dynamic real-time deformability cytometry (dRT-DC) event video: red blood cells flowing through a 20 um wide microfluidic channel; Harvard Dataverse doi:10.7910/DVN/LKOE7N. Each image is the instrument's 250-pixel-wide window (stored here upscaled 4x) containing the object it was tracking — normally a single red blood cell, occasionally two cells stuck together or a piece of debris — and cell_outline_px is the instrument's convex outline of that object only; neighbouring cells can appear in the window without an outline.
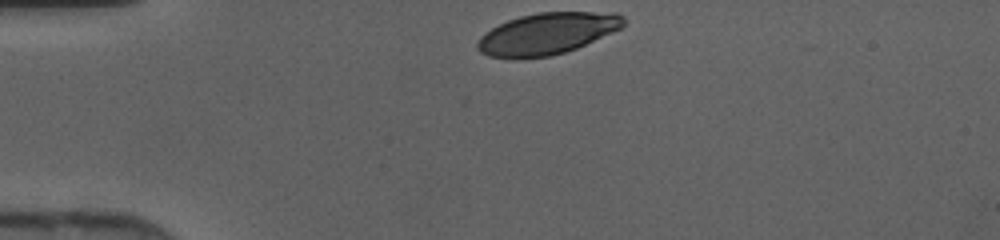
{"species": "human", "species_latin": "Homo sapiens", "temperature_condition": "cold", "stored_images_in_passage": 28, "camera_frame_rate_fps": 3000, "um_per_image_px": 0.085, "donor": {"sex": "female"}, "frame": {"image": 1, "passage_image": 1, "time_ms": 0.0, "image_size_px": [1000, 240], "cell_outline_px": [[624, 24], [620, 28], [612, 32], [576, 48], [564, 52], [548, 56], [520, 60], [512, 60], [488, 56], [480, 52], [476, 48], [476, 44], [480, 36], [484, 32], [508, 20], [520, 16], [536, 12], [616, 12], [624, 16]], "centroid_in_image_um": [46.44, 2.87], "position_along_channel_um": 38.6, "area_um2": 35.72}}
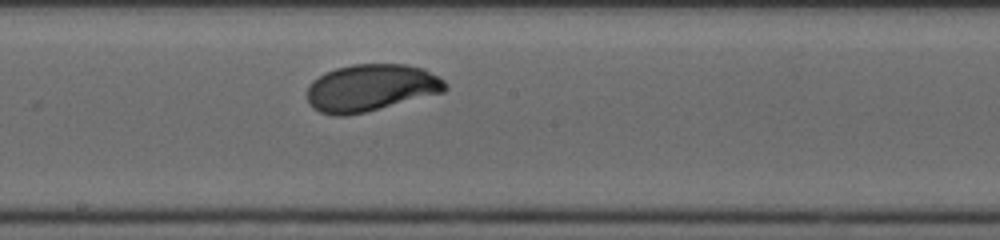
{"frame": {"image": 2, "passage_image": 16, "time_ms": 5.0, "image_size_px": [1000, 240], "cell_outline_px": [[448, 88], [444, 92], [348, 116], [332, 116], [320, 112], [312, 108], [308, 100], [308, 84], [312, 80], [324, 72], [336, 68], [352, 64], [404, 64], [424, 68], [444, 80], [448, 84]], "centroid_in_image_um": [31.51, 7.46], "position_along_channel_um": 216.7, "area_um2": 38.09}}
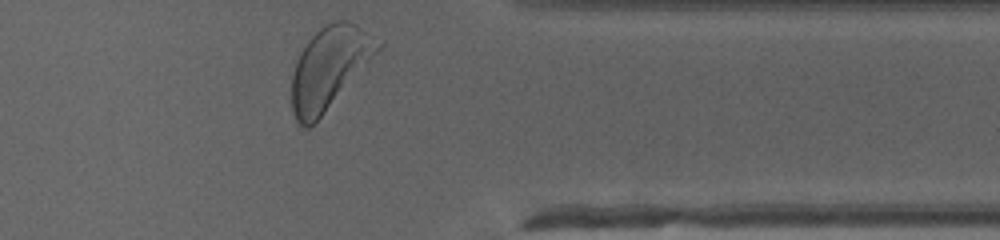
{"frame": {"image": 3, "passage_image": 28, "time_ms": 9.0, "image_size_px": [1000, 240], "cell_outline_px": [[384, 44], [320, 116], [308, 128], [304, 128], [296, 124], [292, 112], [292, 72], [296, 60], [300, 52], [308, 40], [320, 28], [336, 20], [344, 20], [384, 40]], "centroid_in_image_um": [27.96, 5.75], "position_along_channel_um": 383.4, "area_um2": 40.23}}